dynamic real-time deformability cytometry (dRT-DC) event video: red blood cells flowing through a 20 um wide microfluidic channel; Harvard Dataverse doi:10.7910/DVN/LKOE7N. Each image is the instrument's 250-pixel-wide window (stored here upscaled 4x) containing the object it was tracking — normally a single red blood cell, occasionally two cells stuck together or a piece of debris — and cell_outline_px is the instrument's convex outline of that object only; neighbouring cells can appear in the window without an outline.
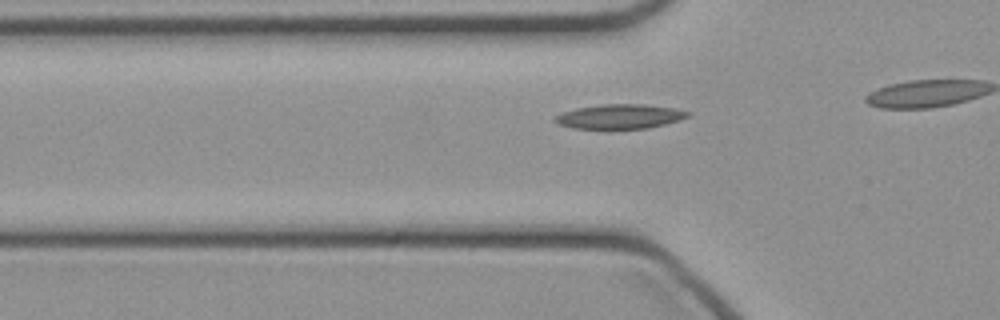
{"species": "common noctule bat (a hibernating species)", "species_latin": "Nyctalus noctula", "temperature_condition": "cold", "stored_images_in_passage": 10, "camera_frame_rate_fps": 3000, "um_per_image_px": 0.085, "animal": {"sex": "female", "body_mass_g": 21.9}, "frame": {"image": 1, "passage_image": 5, "time_ms": 1.333, "image_size_px": [1000, 320], "cell_outline_px": [[692, 112], [688, 116], [680, 120], [648, 128], [572, 128], [556, 124], [552, 120], [552, 116], [576, 108], [604, 104], [644, 104], [676, 108]], "centroid_in_image_um": [52.66, 9.89], "position_along_channel_um": 73.1, "area_um2": 19.02}}